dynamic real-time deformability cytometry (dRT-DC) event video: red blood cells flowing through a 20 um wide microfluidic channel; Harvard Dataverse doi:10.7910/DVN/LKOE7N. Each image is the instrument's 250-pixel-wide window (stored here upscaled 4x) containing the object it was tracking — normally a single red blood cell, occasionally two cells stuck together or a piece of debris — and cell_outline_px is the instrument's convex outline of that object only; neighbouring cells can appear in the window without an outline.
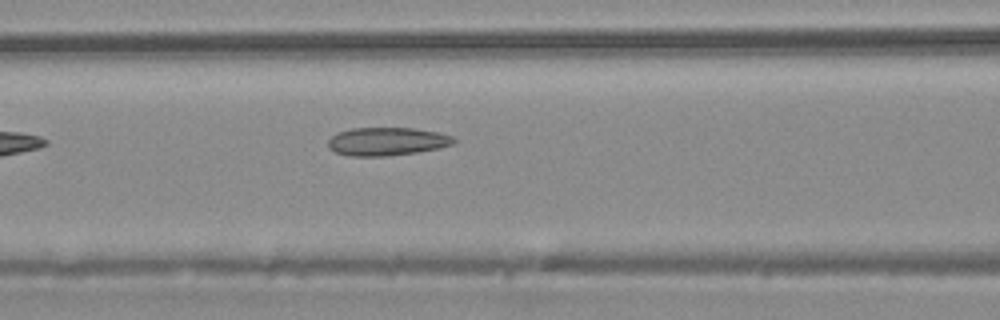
{"species": "common noctule bat (a hibernating species)", "species_latin": "Nyctalus noctula", "temperature_condition": "warm", "stored_images_in_passage": 8, "camera_frame_rate_fps": 3000, "um_per_image_px": 0.085, "animal": {"sex": "male", "body_mass_g": 20.4}, "frame": {"image": 1, "passage_image": 5, "time_ms": 1.333, "image_size_px": [1000, 320], "cell_outline_px": [[456, 140], [452, 144], [440, 148], [416, 152], [384, 156], [348, 156], [336, 152], [328, 148], [328, 140], [336, 132], [352, 128], [416, 128], [436, 132], [452, 136]], "centroid_in_image_um": [32.85, 12.02], "position_along_channel_um": 133.7, "area_um2": 20.63}}